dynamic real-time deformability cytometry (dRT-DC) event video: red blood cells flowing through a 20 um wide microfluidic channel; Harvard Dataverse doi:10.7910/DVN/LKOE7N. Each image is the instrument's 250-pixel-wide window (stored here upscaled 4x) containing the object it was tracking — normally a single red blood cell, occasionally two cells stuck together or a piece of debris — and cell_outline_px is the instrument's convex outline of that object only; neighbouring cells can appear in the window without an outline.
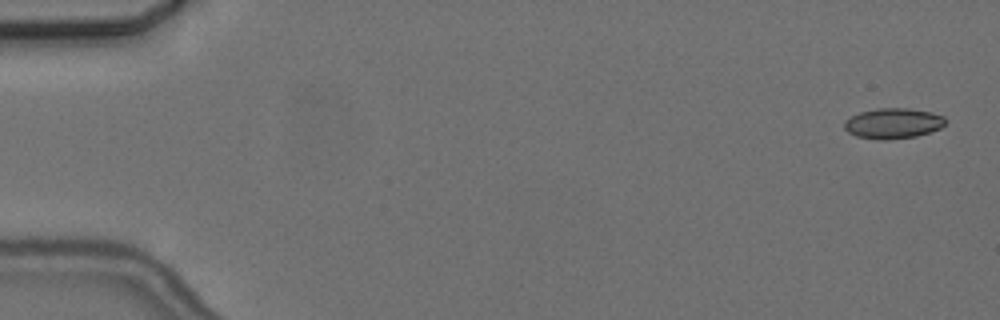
{"species": "common noctule bat (a hibernating species)", "species_latin": "Nyctalus noctula", "temperature_condition": "cold", "stored_images_in_passage": 2, "camera_frame_rate_fps": 3000, "um_per_image_px": 0.085, "animal": {"sex": "female", "body_mass_g": 24.6, "forearm_length_mm": 56.2}, "frame": {"image": 1, "passage_image": 2, "time_ms": 1.333, "image_size_px": [1000, 320], "cell_outline_px": [[948, 120], [940, 128], [916, 136], [884, 140], [880, 140], [856, 136], [848, 132], [844, 128], [844, 120], [860, 112], [876, 108], [908, 108], [932, 112], [944, 116]], "centroid_in_image_um": [75.91, 10.47], "position_along_channel_um": 9.1, "area_um2": 17.98}}